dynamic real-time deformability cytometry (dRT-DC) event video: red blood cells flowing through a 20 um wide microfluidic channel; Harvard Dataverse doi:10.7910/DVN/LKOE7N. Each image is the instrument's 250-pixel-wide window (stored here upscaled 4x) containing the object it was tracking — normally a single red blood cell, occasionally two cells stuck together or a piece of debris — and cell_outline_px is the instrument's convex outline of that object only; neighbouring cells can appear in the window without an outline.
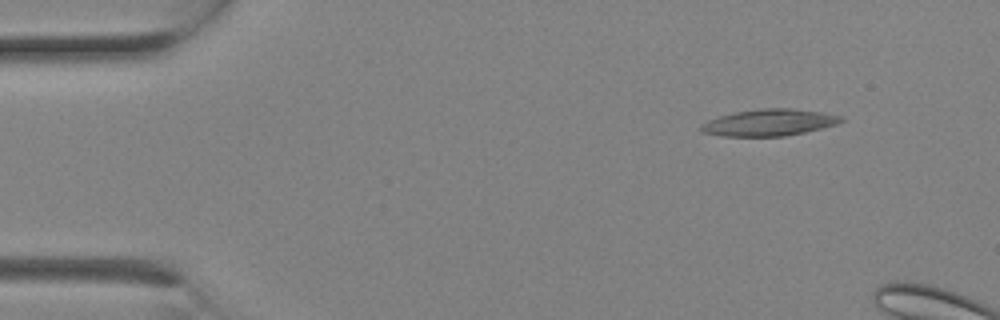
{"species": "Egyptian fruit bat (a non-hibernating species)", "species_latin": "Rousettus aegyptiacus", "temperature_condition": "room temperature", "stored_images_in_passage": 4, "camera_frame_rate_fps": 3000, "um_per_image_px": 0.085, "animal": {"sex": "female"}, "frame": {"image": 1, "passage_image": 1, "time_ms": 0.0, "image_size_px": [1000, 320], "cell_outline_px": [[844, 120], [836, 124], [804, 132], [784, 136], [720, 136], [700, 132], [700, 124], [708, 120], [720, 116], [736, 112], [760, 108], [792, 108], [824, 112], [844, 116]], "centroid_in_image_um": [65.37, 10.41], "position_along_channel_um": 19.6, "area_um2": 21.85}}